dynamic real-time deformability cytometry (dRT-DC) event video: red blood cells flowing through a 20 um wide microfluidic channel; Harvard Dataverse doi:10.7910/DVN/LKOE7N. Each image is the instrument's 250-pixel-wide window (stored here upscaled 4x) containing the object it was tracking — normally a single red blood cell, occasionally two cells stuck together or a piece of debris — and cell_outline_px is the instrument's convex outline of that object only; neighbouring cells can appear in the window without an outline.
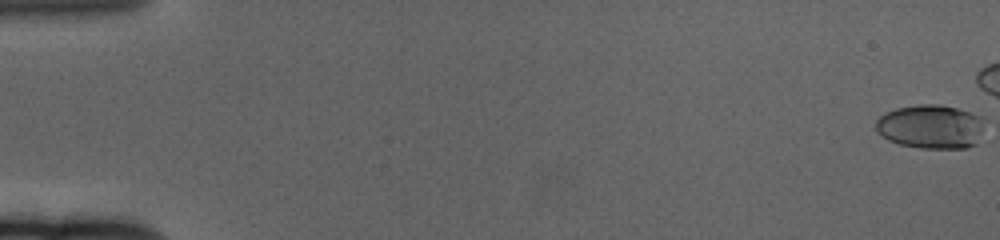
{"species": "human", "species_latin": "Homo sapiens", "temperature_condition": "cold", "stored_images_in_passage": 55, "camera_frame_rate_fps": 3000, "um_per_image_px": 0.085, "donor": {"sex": "female"}, "frame": {"image": 1, "passage_image": 1, "time_ms": 0.0, "image_size_px": [1000, 240], "cell_outline_px": [[984, 140], [968, 148], [920, 148], [900, 144], [888, 140], [876, 128], [876, 120], [884, 112], [896, 108], [916, 104], [940, 104], [972, 112], [984, 116]], "centroid_in_image_um": [79.22, 10.76], "position_along_channel_um": 5.8, "area_um2": 28.55}}
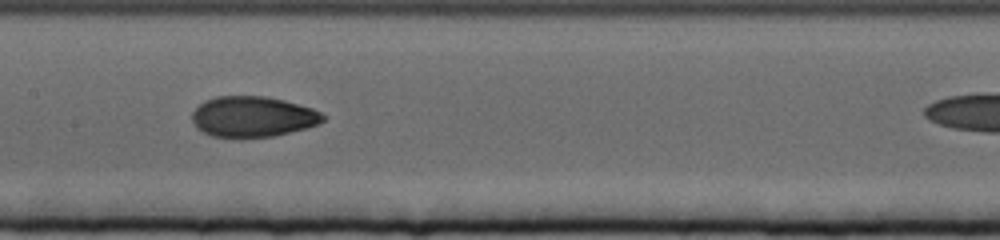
{"frame": {"image": 2, "passage_image": 33, "time_ms": 10.667, "image_size_px": [1000, 240], "cell_outline_px": [[328, 116], [324, 120], [308, 128], [272, 136], [212, 136], [196, 128], [192, 120], [192, 112], [204, 100], [216, 96], [264, 96], [284, 100], [312, 108]], "centroid_in_image_um": [21.49, 9.9], "position_along_channel_um": 185.9, "area_um2": 30.75}}
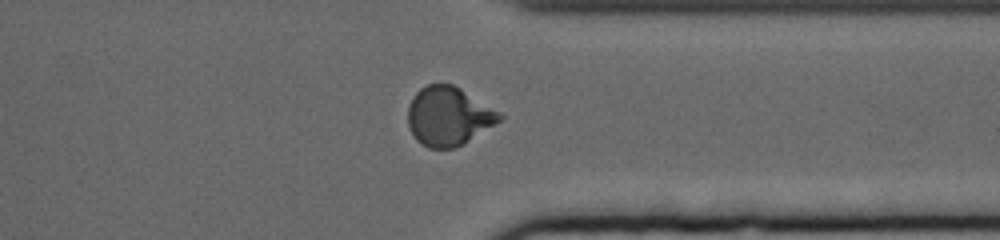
{"frame": {"image": 3, "passage_image": 50, "time_ms": 16.333, "image_size_px": [1000, 240], "cell_outline_px": [[504, 116], [500, 120], [464, 144], [456, 148], [428, 148], [420, 144], [416, 140], [408, 124], [408, 104], [412, 96], [420, 88], [428, 84], [452, 84], [460, 88]], "centroid_in_image_um": [38.07, 9.89], "position_along_channel_um": 373.3, "area_um2": 31.15}}